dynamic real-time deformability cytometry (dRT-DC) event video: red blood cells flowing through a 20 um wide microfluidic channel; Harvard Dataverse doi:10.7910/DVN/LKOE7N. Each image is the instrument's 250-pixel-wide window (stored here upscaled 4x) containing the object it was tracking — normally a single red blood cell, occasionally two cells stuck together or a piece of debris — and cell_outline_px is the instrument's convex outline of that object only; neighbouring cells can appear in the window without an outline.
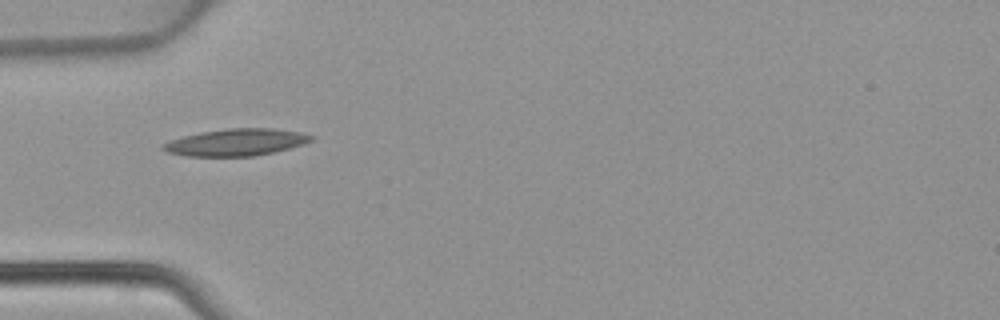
{"species": "common noctule bat (a hibernating species)", "species_latin": "Nyctalus noctula", "temperature_condition": "warm", "stored_images_in_passage": 33, "camera_frame_rate_fps": 3000, "um_per_image_px": 0.085, "animal": {"sex": "female", "body_mass_g": 22.7, "forearm_length_mm": 54.2}, "frame": {"image": 1, "passage_image": 1, "time_ms": 0.0, "image_size_px": [1000, 320], "cell_outline_px": [[316, 136], [312, 140], [304, 144], [256, 156], [184, 156], [168, 152], [160, 148], [160, 144], [184, 136], [200, 132], [228, 128], [272, 128], [300, 132]], "centroid_in_image_um": [20.06, 12.09], "position_along_channel_um": 64.9, "area_um2": 23.29}}
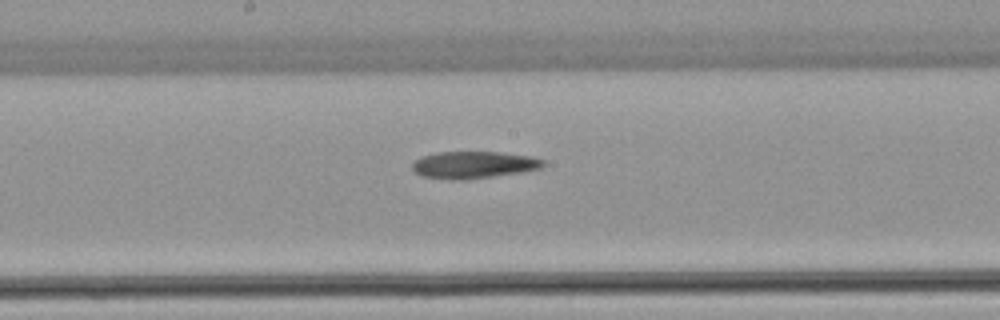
{"frame": {"image": 2, "passage_image": 11, "time_ms": 3.333, "image_size_px": [1000, 320], "cell_outline_px": [[544, 164], [540, 168], [520, 172], [468, 180], [452, 180], [420, 176], [412, 168], [412, 164], [420, 156], [436, 152], [500, 152], [532, 156], [544, 160]], "centroid_in_image_um": [40.23, 14.01], "position_along_channel_um": 208.0, "area_um2": 20.75}}
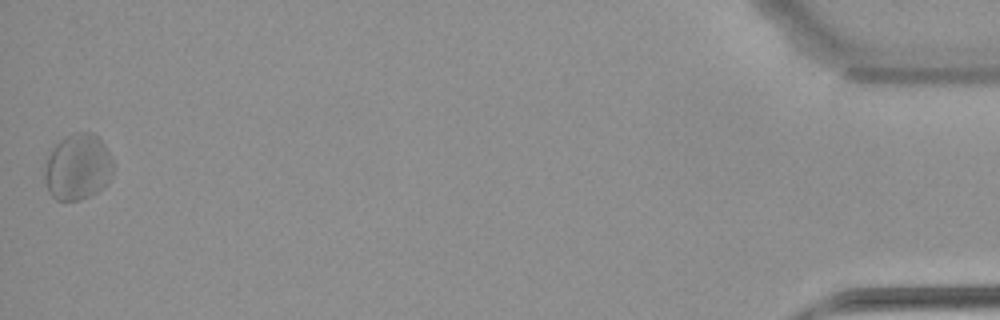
{"frame": {"image": 3, "passage_image": 33, "time_ms": 10.667, "image_size_px": [1000, 320], "cell_outline_px": [[112, 176], [104, 188], [80, 200], [56, 200], [48, 192], [44, 180], [44, 168], [48, 156], [56, 144], [64, 136], [72, 132], [92, 132], [104, 144], [112, 160]], "centroid_in_image_um": [6.59, 14.2], "position_along_channel_um": 428.6, "area_um2": 26.53}}